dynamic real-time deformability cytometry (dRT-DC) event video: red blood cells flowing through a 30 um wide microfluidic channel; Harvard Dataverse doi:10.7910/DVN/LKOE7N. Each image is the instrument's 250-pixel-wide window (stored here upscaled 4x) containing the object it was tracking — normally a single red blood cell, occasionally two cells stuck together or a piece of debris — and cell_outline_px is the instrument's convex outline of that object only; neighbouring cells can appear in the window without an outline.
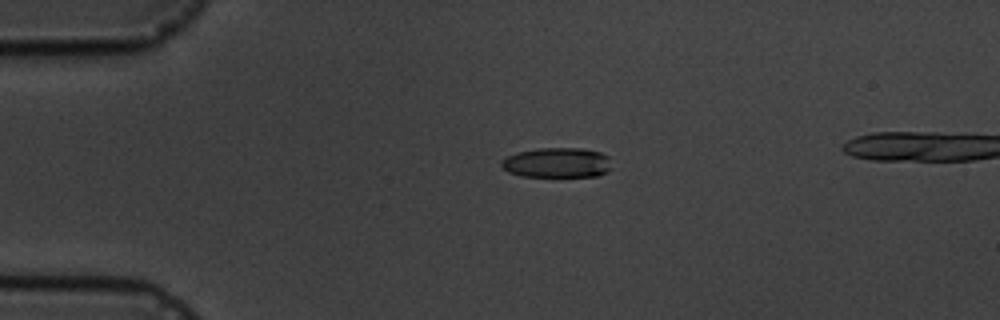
{"species": "common noctule bat (a hibernating species)", "species_latin": "Nyctalus noctula", "temperature_condition": "cold", "stored_images_in_passage": 5, "camera_frame_rate_fps": 3000, "um_per_image_px": 0.085, "animal": {"sex": "male", "body_mass_g": 19.5, "forearm_length_mm": 54.6}, "frame": {"image": 1, "passage_image": 4, "time_ms": 3.333, "image_size_px": [1000, 320], "cell_outline_px": [[612, 168], [608, 172], [596, 176], [524, 176], [508, 172], [500, 164], [500, 160], [516, 152], [540, 148], [580, 148], [600, 152], [608, 156]], "centroid_in_image_um": [47.36, 13.82], "position_along_channel_um": 37.6, "area_um2": 19.31}}